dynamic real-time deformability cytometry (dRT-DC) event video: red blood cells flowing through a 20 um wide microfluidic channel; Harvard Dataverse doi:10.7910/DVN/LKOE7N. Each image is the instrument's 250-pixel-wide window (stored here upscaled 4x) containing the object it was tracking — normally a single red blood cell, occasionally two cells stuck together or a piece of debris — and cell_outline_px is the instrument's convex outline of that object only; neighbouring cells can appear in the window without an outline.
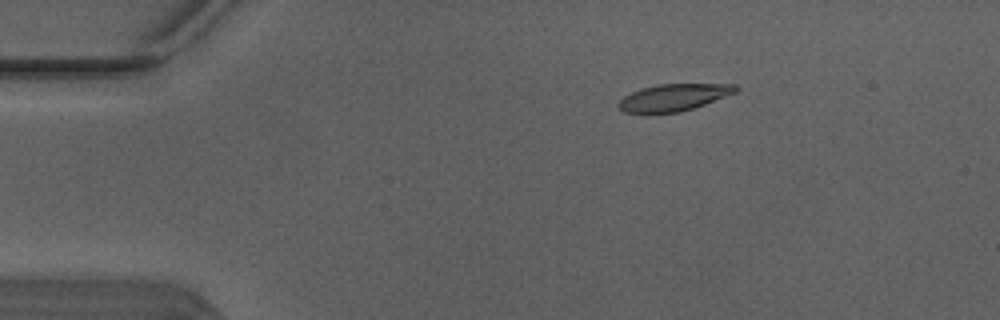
{"species": "Egyptian fruit bat (a non-hibernating species)", "species_latin": "Rousettus aegyptiacus", "temperature_condition": "warm", "stored_images_in_passage": 4, "camera_frame_rate_fps": 3000, "um_per_image_px": 0.085, "animal": {"sex": "male"}, "frame": {"image": 1, "passage_image": 2, "time_ms": 0.333, "image_size_px": [1000, 320], "cell_outline_px": [[740, 88], [736, 92], [704, 104], [680, 112], [648, 116], [624, 112], [616, 104], [624, 96], [632, 92], [656, 84], [736, 84]], "centroid_in_image_um": [57.19, 8.32], "position_along_channel_um": 27.8, "area_um2": 18.84}}